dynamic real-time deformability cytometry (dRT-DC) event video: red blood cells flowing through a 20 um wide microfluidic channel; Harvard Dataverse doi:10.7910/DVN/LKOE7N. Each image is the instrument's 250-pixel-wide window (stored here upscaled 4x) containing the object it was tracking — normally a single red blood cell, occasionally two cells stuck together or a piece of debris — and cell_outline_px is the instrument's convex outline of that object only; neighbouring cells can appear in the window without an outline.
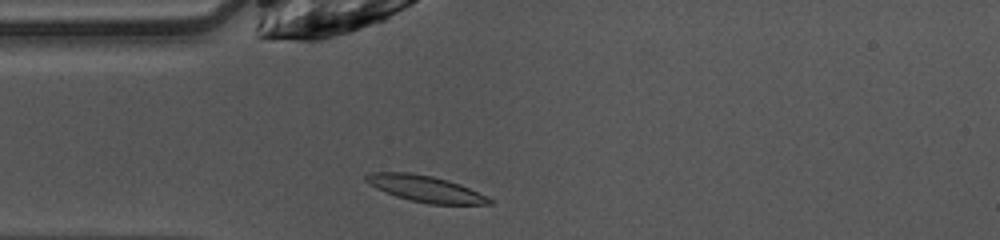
{"species": "common noctule bat (a hibernating species)", "species_latin": "Nyctalus noctula", "temperature_condition": "warm", "stored_images_in_passage": 38, "camera_frame_rate_fps": 3000, "um_per_image_px": 0.085, "animal": {"sex": "female", "body_mass_g": 10.0, "forearm_length_mm": 53.1}, "frame": {"image": 1, "passage_image": 2, "time_ms": 0.333, "image_size_px": [1000, 240], "cell_outline_px": [[492, 204], [428, 204], [396, 196], [376, 188], [368, 184], [364, 180], [364, 176], [368, 172], [408, 172], [432, 176], [448, 180], [460, 184], [492, 200]], "centroid_in_image_um": [36.08, 16.03], "position_along_channel_um": 48.9, "area_um2": 18.67}}
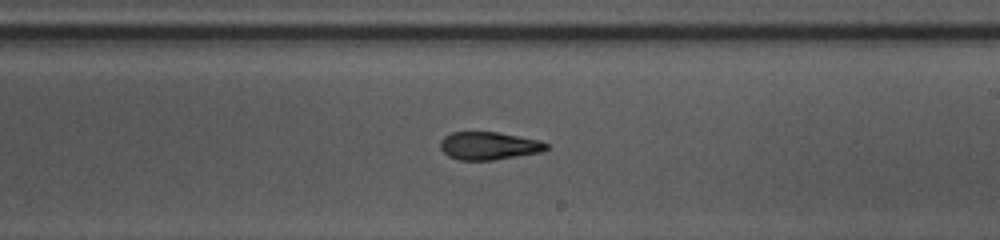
{"frame": {"image": 2, "passage_image": 17, "time_ms": 5.333, "image_size_px": [1000, 240], "cell_outline_px": [[548, 148], [540, 152], [492, 160], [460, 160], [448, 156], [440, 148], [440, 140], [444, 136], [452, 132], [496, 132], [540, 140], [548, 144]], "centroid_in_image_um": [41.52, 12.39], "position_along_channel_um": 247.5, "area_um2": 17.11}}
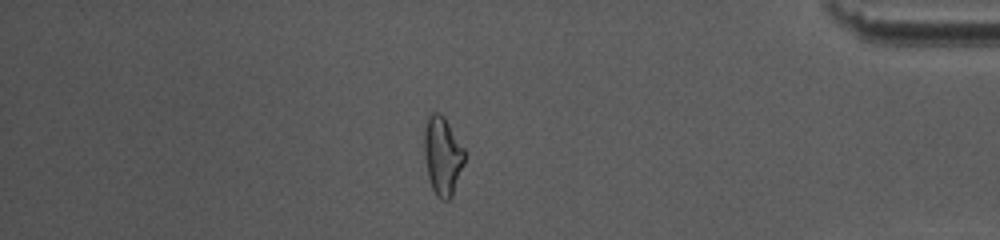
{"frame": {"image": 3, "passage_image": 31, "time_ms": 10.0, "image_size_px": [1000, 240], "cell_outline_px": [[464, 164], [452, 196], [448, 200], [440, 200], [436, 196], [432, 188], [428, 176], [424, 156], [424, 132], [428, 112], [440, 112], [444, 116], [464, 148]], "centroid_in_image_um": [37.6, 13.22], "position_along_channel_um": 397.6, "area_um2": 18.61}, "authors_computed_cell_mechanics": {"area_um2": 17.918, "velocity_mm_per_s": 4.0637, "shape_relaxation_time_tau1_ms": null, "shape_relaxation_time_tau2_ms": 3.1773, "deformation_change_tau1": null, "deformation_change_tau2": 0.1242}}